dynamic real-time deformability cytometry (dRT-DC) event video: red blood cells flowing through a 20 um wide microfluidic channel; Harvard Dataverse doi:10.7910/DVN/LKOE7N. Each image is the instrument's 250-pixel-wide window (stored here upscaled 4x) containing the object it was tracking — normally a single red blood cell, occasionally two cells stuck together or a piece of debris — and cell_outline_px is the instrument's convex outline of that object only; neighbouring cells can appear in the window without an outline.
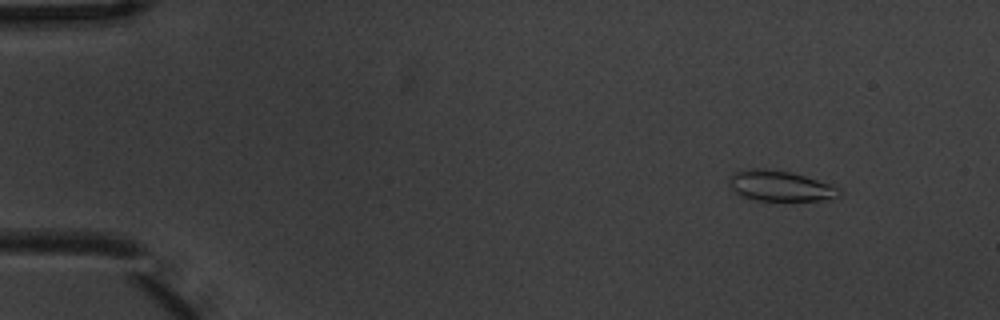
{"species": "common noctule bat (a hibernating species)", "species_latin": "Nyctalus noctula", "temperature_condition": "warm", "stored_images_in_passage": 4, "camera_frame_rate_fps": 3000, "um_per_image_px": 0.085, "animal": {"sex": "male", "body_mass_g": 20.1, "forearm_length_mm": 53.5}, "frame": {"image": 1, "passage_image": 1, "time_ms": 0.0, "image_size_px": [1000, 320], "cell_outline_px": [[844, 192], [840, 196], [828, 200], [756, 200], [736, 196], [728, 180], [728, 176], [744, 168], [764, 168], [788, 172], [804, 176], [840, 188]], "centroid_in_image_um": [66.27, 15.81], "position_along_channel_um": 18.7, "area_um2": 19.71}}